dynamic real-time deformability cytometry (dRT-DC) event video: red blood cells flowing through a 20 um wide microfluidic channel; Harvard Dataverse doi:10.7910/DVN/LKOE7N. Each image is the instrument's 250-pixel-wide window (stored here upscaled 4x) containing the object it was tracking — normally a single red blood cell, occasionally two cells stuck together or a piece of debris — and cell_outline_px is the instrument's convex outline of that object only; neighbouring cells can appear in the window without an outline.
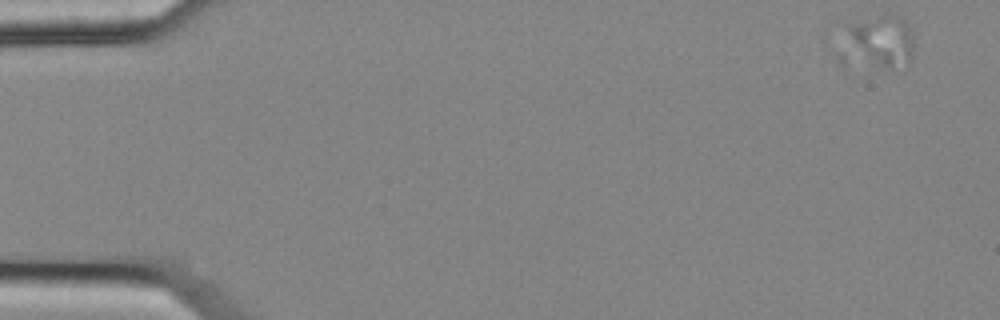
{"species": "common noctule bat (a hibernating species)", "species_latin": "Nyctalus noctula", "temperature_condition": "cold", "stored_images_in_passage": 5, "camera_frame_rate_fps": 3000, "um_per_image_px": 0.085, "animal": {"sex": "female", "body_mass_g": 25.1}, "frame": {"image": 1, "passage_image": 1, "time_ms": 0.0, "image_size_px": [1000, 320], "cell_outline_px": [[912, 56], [908, 64], [892, 68], [888, 68], [876, 64], [852, 36], [848, 28], [848, 24], [860, 20], [888, 12], [892, 12], [904, 16], [912, 28]], "centroid_in_image_um": [75.21, 3.3], "position_along_channel_um": 9.8, "area_um2": 18.67}}
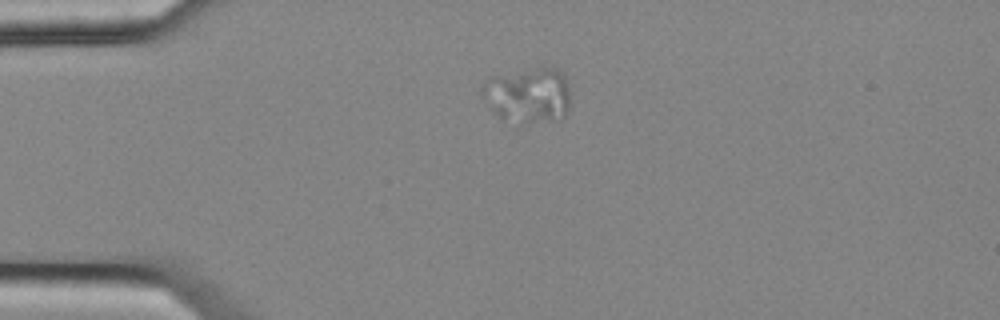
{"frame": {"image": 2, "passage_image": 4, "time_ms": 1.0, "image_size_px": [1000, 320], "cell_outline_px": [[568, 108], [564, 116], [552, 120], [528, 120], [500, 116], [492, 112], [488, 108], [480, 96], [480, 84], [488, 76], [540, 68], [560, 68], [568, 84]], "centroid_in_image_um": [44.81, 8.01], "position_along_channel_um": 40.2, "area_um2": 27.92}}